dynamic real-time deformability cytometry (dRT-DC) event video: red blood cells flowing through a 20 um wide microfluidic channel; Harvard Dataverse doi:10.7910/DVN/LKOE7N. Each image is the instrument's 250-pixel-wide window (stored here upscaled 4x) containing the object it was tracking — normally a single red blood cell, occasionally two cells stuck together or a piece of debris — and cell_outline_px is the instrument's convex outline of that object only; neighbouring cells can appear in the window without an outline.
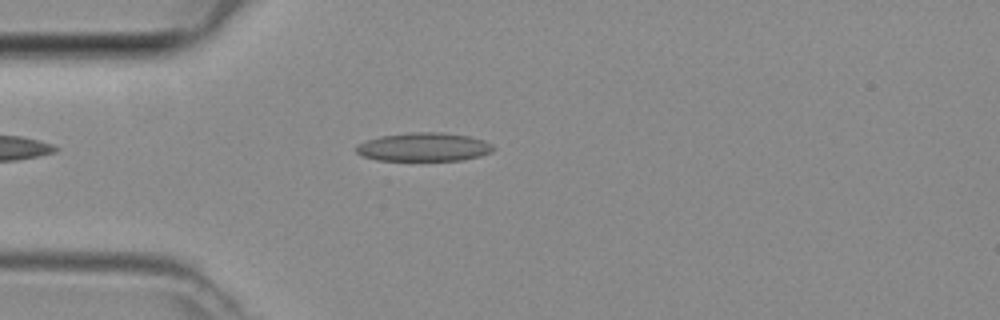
{"species": "common noctule bat (a hibernating species)", "species_latin": "Nyctalus noctula", "temperature_condition": "room temperature", "stored_images_in_passage": 3, "camera_frame_rate_fps": 3000, "um_per_image_px": 0.085, "animal": {"sex": "female", "body_mass_g": 29.2, "forearm_length_mm": 56.3}, "frame": {"image": 1, "passage_image": 3, "time_ms": 0.667, "image_size_px": [1000, 320], "cell_outline_px": [[496, 148], [492, 152], [480, 156], [460, 160], [376, 160], [364, 156], [356, 152], [356, 144], [380, 136], [408, 132], [440, 132], [468, 136], [484, 140], [492, 144]], "centroid_in_image_um": [36.04, 12.49], "position_along_channel_um": 49.0, "area_um2": 22.83}}